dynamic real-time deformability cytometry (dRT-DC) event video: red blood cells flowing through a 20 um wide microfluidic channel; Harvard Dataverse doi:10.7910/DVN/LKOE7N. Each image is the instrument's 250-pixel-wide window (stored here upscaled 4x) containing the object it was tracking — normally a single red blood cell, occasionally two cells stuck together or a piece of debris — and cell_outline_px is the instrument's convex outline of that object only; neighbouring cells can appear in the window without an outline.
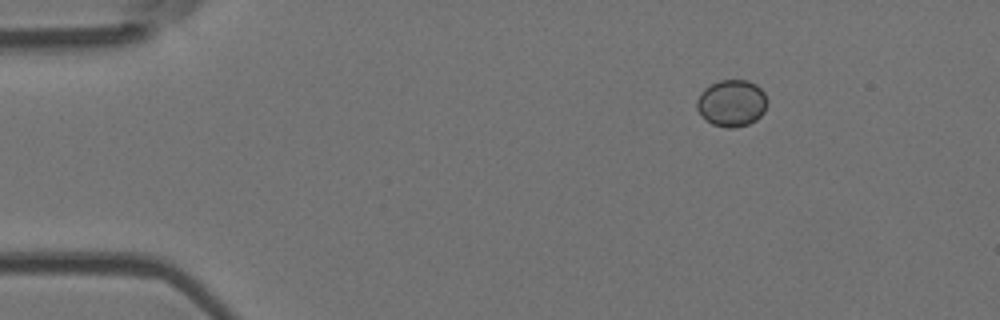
{"species": "Egyptian fruit bat (a non-hibernating species)", "species_latin": "Rousettus aegyptiacus", "temperature_condition": "room temperature", "stored_images_in_passage": 44, "camera_frame_rate_fps": 3000, "um_per_image_px": 0.085, "animal": {"sex": "female"}, "frame": {"image": 1, "passage_image": 1, "time_ms": 0.0, "image_size_px": [1000, 320], "cell_outline_px": [[768, 100], [764, 112], [756, 120], [748, 124], [736, 128], [728, 128], [712, 124], [696, 108], [696, 100], [700, 92], [704, 88], [720, 80], [748, 80], [756, 84], [764, 92]], "centroid_in_image_um": [62.21, 8.76], "position_along_channel_um": 22.8, "area_um2": 19.25}}
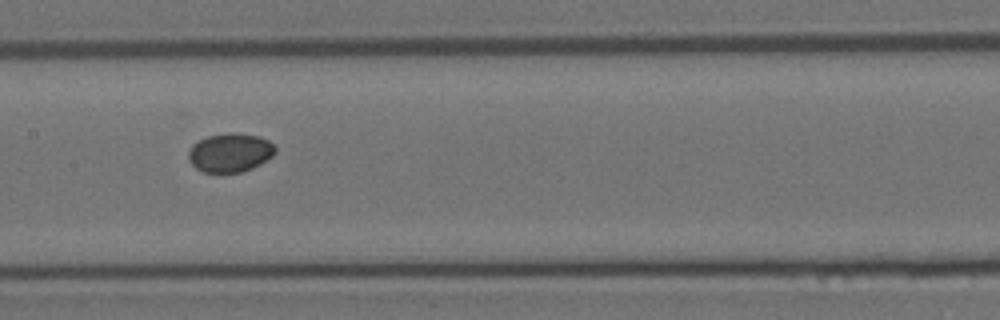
{"frame": {"image": 2, "passage_image": 19, "time_ms": 6.0, "image_size_px": [1000, 320], "cell_outline_px": [[276, 152], [272, 156], [260, 164], [252, 168], [240, 172], [220, 176], [204, 172], [196, 168], [188, 160], [188, 152], [192, 144], [208, 136], [228, 132], [260, 136], [268, 140], [276, 148]], "centroid_in_image_um": [19.53, 13.01], "position_along_channel_um": 187.9, "area_um2": 20.11}}
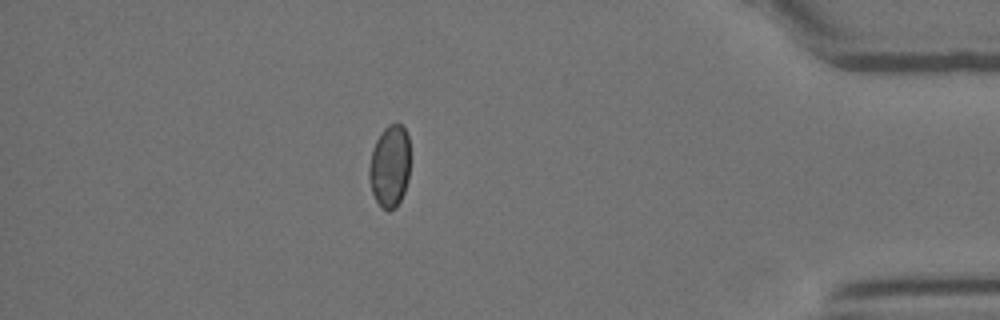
{"frame": {"image": 3, "passage_image": 38, "time_ms": 12.333, "image_size_px": [1000, 320], "cell_outline_px": [[408, 180], [404, 192], [396, 208], [388, 212], [376, 200], [372, 192], [368, 176], [368, 168], [372, 148], [380, 132], [388, 124], [396, 120], [404, 128], [408, 136]], "centroid_in_image_um": [33.1, 14.1], "position_along_channel_um": 402.1, "area_um2": 19.83}, "authors_computed_cell_mechanics": {"area_um2": 19.7965, "velocity_mm_per_s": 4.0364, "shape_relaxation_time_tau1_ms": null, "shape_relaxation_time_tau2_ms": 5.8108, "deformation_change_tau1": null, "deformation_change_tau2": 0.0307}}